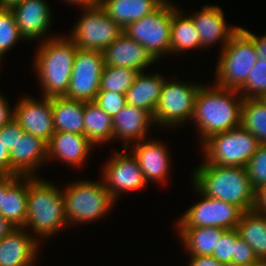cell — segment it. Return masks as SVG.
<instances>
[{"label": "cell", "mask_w": 266, "mask_h": 266, "mask_svg": "<svg viewBox=\"0 0 266 266\" xmlns=\"http://www.w3.org/2000/svg\"><path fill=\"white\" fill-rule=\"evenodd\" d=\"M41 100V101H39ZM33 99L25 96L18 101L14 109V119L18 122L24 132L50 141L55 133L53 127L52 97Z\"/></svg>", "instance_id": "cell-14"}, {"label": "cell", "mask_w": 266, "mask_h": 266, "mask_svg": "<svg viewBox=\"0 0 266 266\" xmlns=\"http://www.w3.org/2000/svg\"><path fill=\"white\" fill-rule=\"evenodd\" d=\"M104 68L103 52L77 49L67 93L68 99L95 101Z\"/></svg>", "instance_id": "cell-12"}, {"label": "cell", "mask_w": 266, "mask_h": 266, "mask_svg": "<svg viewBox=\"0 0 266 266\" xmlns=\"http://www.w3.org/2000/svg\"><path fill=\"white\" fill-rule=\"evenodd\" d=\"M220 51L214 85L239 90L258 60L254 42L239 29Z\"/></svg>", "instance_id": "cell-6"}, {"label": "cell", "mask_w": 266, "mask_h": 266, "mask_svg": "<svg viewBox=\"0 0 266 266\" xmlns=\"http://www.w3.org/2000/svg\"><path fill=\"white\" fill-rule=\"evenodd\" d=\"M13 229L14 227L0 214V240Z\"/></svg>", "instance_id": "cell-46"}, {"label": "cell", "mask_w": 266, "mask_h": 266, "mask_svg": "<svg viewBox=\"0 0 266 266\" xmlns=\"http://www.w3.org/2000/svg\"><path fill=\"white\" fill-rule=\"evenodd\" d=\"M177 231L185 252H189L190 256H209L226 230L217 227H192L177 228Z\"/></svg>", "instance_id": "cell-27"}, {"label": "cell", "mask_w": 266, "mask_h": 266, "mask_svg": "<svg viewBox=\"0 0 266 266\" xmlns=\"http://www.w3.org/2000/svg\"><path fill=\"white\" fill-rule=\"evenodd\" d=\"M113 140H123V148L132 142L145 140L148 128L154 124L153 116L146 110L126 104L113 118Z\"/></svg>", "instance_id": "cell-21"}, {"label": "cell", "mask_w": 266, "mask_h": 266, "mask_svg": "<svg viewBox=\"0 0 266 266\" xmlns=\"http://www.w3.org/2000/svg\"><path fill=\"white\" fill-rule=\"evenodd\" d=\"M29 233L24 227H16L0 240V266L35 265L40 242Z\"/></svg>", "instance_id": "cell-20"}, {"label": "cell", "mask_w": 266, "mask_h": 266, "mask_svg": "<svg viewBox=\"0 0 266 266\" xmlns=\"http://www.w3.org/2000/svg\"><path fill=\"white\" fill-rule=\"evenodd\" d=\"M194 189L202 199L181 215L177 228L217 227L225 230L237 228L243 214L238 206L207 197L195 185Z\"/></svg>", "instance_id": "cell-11"}, {"label": "cell", "mask_w": 266, "mask_h": 266, "mask_svg": "<svg viewBox=\"0 0 266 266\" xmlns=\"http://www.w3.org/2000/svg\"><path fill=\"white\" fill-rule=\"evenodd\" d=\"M240 29L254 42L258 59L266 61V34L260 37L246 28L240 27Z\"/></svg>", "instance_id": "cell-40"}, {"label": "cell", "mask_w": 266, "mask_h": 266, "mask_svg": "<svg viewBox=\"0 0 266 266\" xmlns=\"http://www.w3.org/2000/svg\"><path fill=\"white\" fill-rule=\"evenodd\" d=\"M138 72L130 68L104 66L99 91L117 92L125 95L133 85Z\"/></svg>", "instance_id": "cell-32"}, {"label": "cell", "mask_w": 266, "mask_h": 266, "mask_svg": "<svg viewBox=\"0 0 266 266\" xmlns=\"http://www.w3.org/2000/svg\"><path fill=\"white\" fill-rule=\"evenodd\" d=\"M260 145L251 132L239 126L214 134L203 142L204 162L218 166L246 167Z\"/></svg>", "instance_id": "cell-7"}, {"label": "cell", "mask_w": 266, "mask_h": 266, "mask_svg": "<svg viewBox=\"0 0 266 266\" xmlns=\"http://www.w3.org/2000/svg\"><path fill=\"white\" fill-rule=\"evenodd\" d=\"M248 177L254 190L266 185V144H261L246 165Z\"/></svg>", "instance_id": "cell-35"}, {"label": "cell", "mask_w": 266, "mask_h": 266, "mask_svg": "<svg viewBox=\"0 0 266 266\" xmlns=\"http://www.w3.org/2000/svg\"><path fill=\"white\" fill-rule=\"evenodd\" d=\"M201 85L165 79L153 120L163 127H178L192 120L197 94Z\"/></svg>", "instance_id": "cell-10"}, {"label": "cell", "mask_w": 266, "mask_h": 266, "mask_svg": "<svg viewBox=\"0 0 266 266\" xmlns=\"http://www.w3.org/2000/svg\"><path fill=\"white\" fill-rule=\"evenodd\" d=\"M19 177V175H0V207L2 206L5 190Z\"/></svg>", "instance_id": "cell-45"}, {"label": "cell", "mask_w": 266, "mask_h": 266, "mask_svg": "<svg viewBox=\"0 0 266 266\" xmlns=\"http://www.w3.org/2000/svg\"><path fill=\"white\" fill-rule=\"evenodd\" d=\"M94 102L111 118L126 105L125 95L109 91H99Z\"/></svg>", "instance_id": "cell-37"}, {"label": "cell", "mask_w": 266, "mask_h": 266, "mask_svg": "<svg viewBox=\"0 0 266 266\" xmlns=\"http://www.w3.org/2000/svg\"><path fill=\"white\" fill-rule=\"evenodd\" d=\"M0 175H10V151L0 139Z\"/></svg>", "instance_id": "cell-43"}, {"label": "cell", "mask_w": 266, "mask_h": 266, "mask_svg": "<svg viewBox=\"0 0 266 266\" xmlns=\"http://www.w3.org/2000/svg\"><path fill=\"white\" fill-rule=\"evenodd\" d=\"M104 66L130 68L144 72L145 68L157 62L140 43L122 33L103 51Z\"/></svg>", "instance_id": "cell-19"}, {"label": "cell", "mask_w": 266, "mask_h": 266, "mask_svg": "<svg viewBox=\"0 0 266 266\" xmlns=\"http://www.w3.org/2000/svg\"><path fill=\"white\" fill-rule=\"evenodd\" d=\"M83 11L68 36L78 49L103 52L123 33L99 4L85 7Z\"/></svg>", "instance_id": "cell-9"}, {"label": "cell", "mask_w": 266, "mask_h": 266, "mask_svg": "<svg viewBox=\"0 0 266 266\" xmlns=\"http://www.w3.org/2000/svg\"><path fill=\"white\" fill-rule=\"evenodd\" d=\"M241 126L251 132L260 144H266V105L260 99H244Z\"/></svg>", "instance_id": "cell-31"}, {"label": "cell", "mask_w": 266, "mask_h": 266, "mask_svg": "<svg viewBox=\"0 0 266 266\" xmlns=\"http://www.w3.org/2000/svg\"><path fill=\"white\" fill-rule=\"evenodd\" d=\"M28 176H19L3 196L0 214L14 227H24L27 215Z\"/></svg>", "instance_id": "cell-26"}, {"label": "cell", "mask_w": 266, "mask_h": 266, "mask_svg": "<svg viewBox=\"0 0 266 266\" xmlns=\"http://www.w3.org/2000/svg\"><path fill=\"white\" fill-rule=\"evenodd\" d=\"M252 210L266 215V185L260 186L255 190L254 205Z\"/></svg>", "instance_id": "cell-41"}, {"label": "cell", "mask_w": 266, "mask_h": 266, "mask_svg": "<svg viewBox=\"0 0 266 266\" xmlns=\"http://www.w3.org/2000/svg\"><path fill=\"white\" fill-rule=\"evenodd\" d=\"M164 82L161 74L139 72L125 94L126 104L142 108L153 116Z\"/></svg>", "instance_id": "cell-23"}, {"label": "cell", "mask_w": 266, "mask_h": 266, "mask_svg": "<svg viewBox=\"0 0 266 266\" xmlns=\"http://www.w3.org/2000/svg\"><path fill=\"white\" fill-rule=\"evenodd\" d=\"M10 9L24 40L34 41L42 36L43 41L46 40L45 35L53 20L51 9L45 0H24Z\"/></svg>", "instance_id": "cell-16"}, {"label": "cell", "mask_w": 266, "mask_h": 266, "mask_svg": "<svg viewBox=\"0 0 266 266\" xmlns=\"http://www.w3.org/2000/svg\"><path fill=\"white\" fill-rule=\"evenodd\" d=\"M144 141L134 143L129 148L140 165L145 181L166 182L171 165L168 147L157 140Z\"/></svg>", "instance_id": "cell-17"}, {"label": "cell", "mask_w": 266, "mask_h": 266, "mask_svg": "<svg viewBox=\"0 0 266 266\" xmlns=\"http://www.w3.org/2000/svg\"><path fill=\"white\" fill-rule=\"evenodd\" d=\"M243 99H259L266 94V61L258 59L245 84L238 90Z\"/></svg>", "instance_id": "cell-34"}, {"label": "cell", "mask_w": 266, "mask_h": 266, "mask_svg": "<svg viewBox=\"0 0 266 266\" xmlns=\"http://www.w3.org/2000/svg\"><path fill=\"white\" fill-rule=\"evenodd\" d=\"M53 127L55 132L84 135V102L65 96L52 97Z\"/></svg>", "instance_id": "cell-25"}, {"label": "cell", "mask_w": 266, "mask_h": 266, "mask_svg": "<svg viewBox=\"0 0 266 266\" xmlns=\"http://www.w3.org/2000/svg\"><path fill=\"white\" fill-rule=\"evenodd\" d=\"M235 96V97H234ZM243 97L236 89L202 85L195 102L193 120L203 142L214 134L241 126Z\"/></svg>", "instance_id": "cell-1"}, {"label": "cell", "mask_w": 266, "mask_h": 266, "mask_svg": "<svg viewBox=\"0 0 266 266\" xmlns=\"http://www.w3.org/2000/svg\"><path fill=\"white\" fill-rule=\"evenodd\" d=\"M34 56V69L42 86V97L64 96L69 88L73 61L77 52L69 37H48Z\"/></svg>", "instance_id": "cell-4"}, {"label": "cell", "mask_w": 266, "mask_h": 266, "mask_svg": "<svg viewBox=\"0 0 266 266\" xmlns=\"http://www.w3.org/2000/svg\"><path fill=\"white\" fill-rule=\"evenodd\" d=\"M27 205L24 228L29 231L31 227L37 241L68 227L62 189L48 180L28 176Z\"/></svg>", "instance_id": "cell-3"}, {"label": "cell", "mask_w": 266, "mask_h": 266, "mask_svg": "<svg viewBox=\"0 0 266 266\" xmlns=\"http://www.w3.org/2000/svg\"><path fill=\"white\" fill-rule=\"evenodd\" d=\"M66 1L72 5L75 4L81 7V9L99 4V0H66Z\"/></svg>", "instance_id": "cell-47"}, {"label": "cell", "mask_w": 266, "mask_h": 266, "mask_svg": "<svg viewBox=\"0 0 266 266\" xmlns=\"http://www.w3.org/2000/svg\"><path fill=\"white\" fill-rule=\"evenodd\" d=\"M47 145V161L58 158L76 168L85 163L94 147L85 135L69 132H55Z\"/></svg>", "instance_id": "cell-22"}, {"label": "cell", "mask_w": 266, "mask_h": 266, "mask_svg": "<svg viewBox=\"0 0 266 266\" xmlns=\"http://www.w3.org/2000/svg\"><path fill=\"white\" fill-rule=\"evenodd\" d=\"M230 266H237V265H230ZM238 266H266V261L259 259L253 263L246 264V265H238Z\"/></svg>", "instance_id": "cell-49"}, {"label": "cell", "mask_w": 266, "mask_h": 266, "mask_svg": "<svg viewBox=\"0 0 266 266\" xmlns=\"http://www.w3.org/2000/svg\"><path fill=\"white\" fill-rule=\"evenodd\" d=\"M259 260L252 247L241 237L236 240L232 265H246Z\"/></svg>", "instance_id": "cell-38"}, {"label": "cell", "mask_w": 266, "mask_h": 266, "mask_svg": "<svg viewBox=\"0 0 266 266\" xmlns=\"http://www.w3.org/2000/svg\"><path fill=\"white\" fill-rule=\"evenodd\" d=\"M62 192L68 226L96 221L107 215L116 202L102 180L73 181Z\"/></svg>", "instance_id": "cell-5"}, {"label": "cell", "mask_w": 266, "mask_h": 266, "mask_svg": "<svg viewBox=\"0 0 266 266\" xmlns=\"http://www.w3.org/2000/svg\"><path fill=\"white\" fill-rule=\"evenodd\" d=\"M84 135L94 146L113 140L112 118L94 101L84 102Z\"/></svg>", "instance_id": "cell-29"}, {"label": "cell", "mask_w": 266, "mask_h": 266, "mask_svg": "<svg viewBox=\"0 0 266 266\" xmlns=\"http://www.w3.org/2000/svg\"><path fill=\"white\" fill-rule=\"evenodd\" d=\"M188 266H225L218 262L212 255L209 256H190Z\"/></svg>", "instance_id": "cell-44"}, {"label": "cell", "mask_w": 266, "mask_h": 266, "mask_svg": "<svg viewBox=\"0 0 266 266\" xmlns=\"http://www.w3.org/2000/svg\"><path fill=\"white\" fill-rule=\"evenodd\" d=\"M239 237L240 234L237 228L226 230L213 250L212 256L225 266L232 265L235 243Z\"/></svg>", "instance_id": "cell-36"}, {"label": "cell", "mask_w": 266, "mask_h": 266, "mask_svg": "<svg viewBox=\"0 0 266 266\" xmlns=\"http://www.w3.org/2000/svg\"><path fill=\"white\" fill-rule=\"evenodd\" d=\"M47 148L46 141L23 132L10 152V175L36 177L38 167L47 161Z\"/></svg>", "instance_id": "cell-18"}, {"label": "cell", "mask_w": 266, "mask_h": 266, "mask_svg": "<svg viewBox=\"0 0 266 266\" xmlns=\"http://www.w3.org/2000/svg\"><path fill=\"white\" fill-rule=\"evenodd\" d=\"M194 184L205 196L238 206L243 212L254 205L255 190L246 167L218 166L207 162L193 172Z\"/></svg>", "instance_id": "cell-2"}, {"label": "cell", "mask_w": 266, "mask_h": 266, "mask_svg": "<svg viewBox=\"0 0 266 266\" xmlns=\"http://www.w3.org/2000/svg\"><path fill=\"white\" fill-rule=\"evenodd\" d=\"M14 117V108L11 109L9 102L0 94V128Z\"/></svg>", "instance_id": "cell-42"}, {"label": "cell", "mask_w": 266, "mask_h": 266, "mask_svg": "<svg viewBox=\"0 0 266 266\" xmlns=\"http://www.w3.org/2000/svg\"><path fill=\"white\" fill-rule=\"evenodd\" d=\"M161 4L158 0H99V5L122 29L155 11Z\"/></svg>", "instance_id": "cell-24"}, {"label": "cell", "mask_w": 266, "mask_h": 266, "mask_svg": "<svg viewBox=\"0 0 266 266\" xmlns=\"http://www.w3.org/2000/svg\"><path fill=\"white\" fill-rule=\"evenodd\" d=\"M21 39L24 37L19 31L13 12L10 8L0 7V62L4 54Z\"/></svg>", "instance_id": "cell-33"}, {"label": "cell", "mask_w": 266, "mask_h": 266, "mask_svg": "<svg viewBox=\"0 0 266 266\" xmlns=\"http://www.w3.org/2000/svg\"><path fill=\"white\" fill-rule=\"evenodd\" d=\"M181 10V11H180ZM178 7L173 11L171 20L170 54L200 47L201 40L191 15L188 17Z\"/></svg>", "instance_id": "cell-28"}, {"label": "cell", "mask_w": 266, "mask_h": 266, "mask_svg": "<svg viewBox=\"0 0 266 266\" xmlns=\"http://www.w3.org/2000/svg\"><path fill=\"white\" fill-rule=\"evenodd\" d=\"M266 105V94H264L261 98H259Z\"/></svg>", "instance_id": "cell-51"}, {"label": "cell", "mask_w": 266, "mask_h": 266, "mask_svg": "<svg viewBox=\"0 0 266 266\" xmlns=\"http://www.w3.org/2000/svg\"><path fill=\"white\" fill-rule=\"evenodd\" d=\"M24 130L18 124V122L12 118L4 126L0 128V139L11 152L15 147L18 136L23 134Z\"/></svg>", "instance_id": "cell-39"}, {"label": "cell", "mask_w": 266, "mask_h": 266, "mask_svg": "<svg viewBox=\"0 0 266 266\" xmlns=\"http://www.w3.org/2000/svg\"><path fill=\"white\" fill-rule=\"evenodd\" d=\"M122 151L115 152L104 164L101 172L105 188L116 201L122 192L143 189L147 184L140 165L132 153H128L124 148Z\"/></svg>", "instance_id": "cell-13"}, {"label": "cell", "mask_w": 266, "mask_h": 266, "mask_svg": "<svg viewBox=\"0 0 266 266\" xmlns=\"http://www.w3.org/2000/svg\"><path fill=\"white\" fill-rule=\"evenodd\" d=\"M24 0H0L1 8H11L12 6L22 2Z\"/></svg>", "instance_id": "cell-48"}, {"label": "cell", "mask_w": 266, "mask_h": 266, "mask_svg": "<svg viewBox=\"0 0 266 266\" xmlns=\"http://www.w3.org/2000/svg\"><path fill=\"white\" fill-rule=\"evenodd\" d=\"M202 8L191 16L200 36L201 48L213 46L217 42H221V48H224L240 26H227L224 12L218 5L209 3Z\"/></svg>", "instance_id": "cell-15"}, {"label": "cell", "mask_w": 266, "mask_h": 266, "mask_svg": "<svg viewBox=\"0 0 266 266\" xmlns=\"http://www.w3.org/2000/svg\"><path fill=\"white\" fill-rule=\"evenodd\" d=\"M237 229L240 237L252 247L257 258L266 261V215L253 210L245 211Z\"/></svg>", "instance_id": "cell-30"}, {"label": "cell", "mask_w": 266, "mask_h": 266, "mask_svg": "<svg viewBox=\"0 0 266 266\" xmlns=\"http://www.w3.org/2000/svg\"><path fill=\"white\" fill-rule=\"evenodd\" d=\"M160 1L162 4H173L172 2H170V0H158Z\"/></svg>", "instance_id": "cell-50"}, {"label": "cell", "mask_w": 266, "mask_h": 266, "mask_svg": "<svg viewBox=\"0 0 266 266\" xmlns=\"http://www.w3.org/2000/svg\"><path fill=\"white\" fill-rule=\"evenodd\" d=\"M177 7L161 4L155 11L128 25L123 33L140 43L158 61L161 56L170 54L171 20Z\"/></svg>", "instance_id": "cell-8"}]
</instances>
